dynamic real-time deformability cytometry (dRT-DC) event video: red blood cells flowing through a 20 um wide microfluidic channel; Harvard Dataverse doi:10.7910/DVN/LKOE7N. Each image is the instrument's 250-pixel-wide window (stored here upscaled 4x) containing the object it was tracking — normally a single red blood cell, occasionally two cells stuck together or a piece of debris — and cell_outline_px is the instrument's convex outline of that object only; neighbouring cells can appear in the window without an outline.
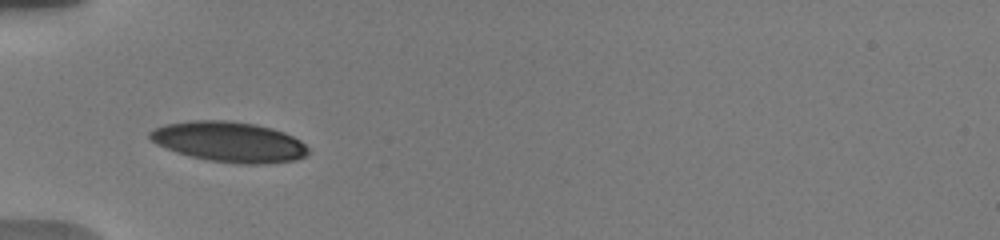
{"species": "human", "species_latin": "Homo sapiens", "temperature_condition": "warm", "stored_images_in_passage": 16, "camera_frame_rate_fps": 3000, "um_per_image_px": 0.085, "donor": {"sex": "male"}, "frame": {"image": 1, "passage_image": 1, "time_ms": 0.0, "image_size_px": [1000, 240], "cell_outline_px": [[308, 156], [296, 160], [268, 164], [244, 164], [208, 160], [176, 152], [156, 144], [148, 136], [148, 132], [164, 124], [192, 120], [228, 120], [256, 124], [272, 128], [284, 132], [300, 140], [308, 148]], "centroid_in_image_um": [19.5, 12.05], "position_along_channel_um": 65.5, "area_um2": 37.34}}
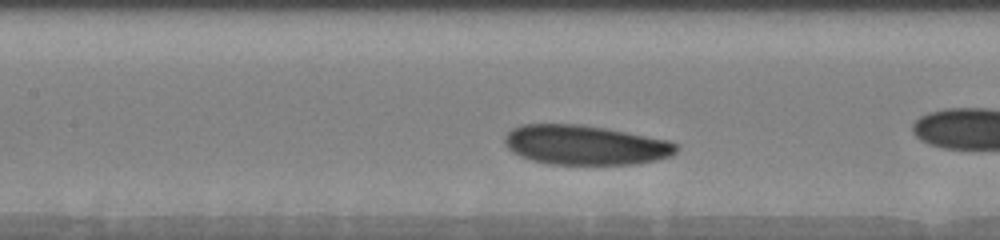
{"frame": {"image": 2, "passage_image": 5, "time_ms": 1.667, "image_size_px": [1000, 240], "cell_outline_px": [[680, 148], [672, 156], [640, 164], [548, 164], [532, 160], [520, 156], [512, 152], [504, 144], [504, 136], [512, 128], [520, 124], [580, 124], [604, 128], [668, 140], [676, 144]], "centroid_in_image_um": [49.73, 12.33], "position_along_channel_um": 157.7, "area_um2": 39.77}}
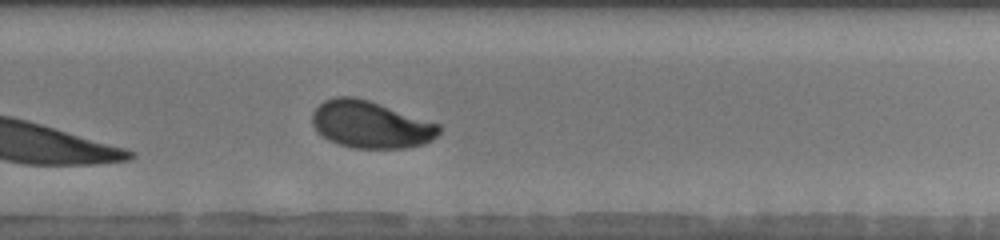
{"frame": {"image": 3, "passage_image": 16, "time_ms": 6.333, "image_size_px": [1000, 240], "cell_outline_px": [[440, 132], [432, 140], [424, 144], [404, 148], [352, 148], [328, 140], [316, 132], [312, 124], [312, 112], [324, 100], [336, 96], [356, 96], [440, 124]], "centroid_in_image_um": [31.48, 10.59], "position_along_channel_um": 298.3, "area_um2": 34.91}}